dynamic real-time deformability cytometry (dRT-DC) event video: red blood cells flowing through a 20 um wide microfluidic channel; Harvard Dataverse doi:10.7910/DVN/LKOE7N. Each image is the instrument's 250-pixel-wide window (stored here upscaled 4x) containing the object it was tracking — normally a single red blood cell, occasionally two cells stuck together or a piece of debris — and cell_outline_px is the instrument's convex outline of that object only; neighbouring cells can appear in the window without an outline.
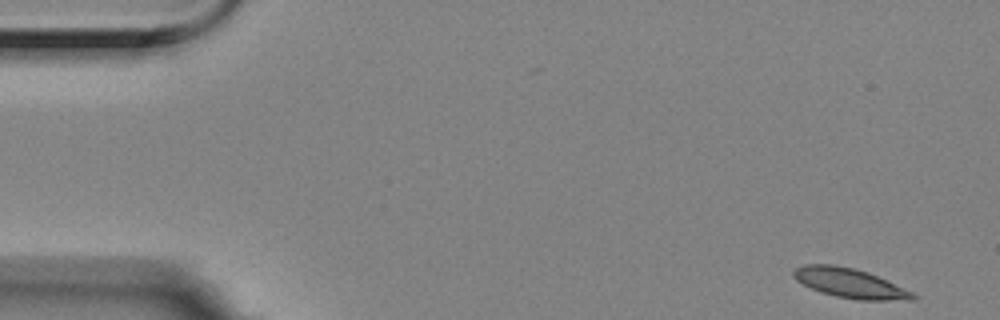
{"species": "Egyptian fruit bat (a non-hibernating species)", "species_latin": "Rousettus aegyptiacus", "temperature_condition": "room temperature", "stored_images_in_passage": 12, "camera_frame_rate_fps": 3000, "um_per_image_px": 0.085, "animal": {"sex": "female"}, "frame": {"image": 1, "passage_image": 1, "time_ms": 0.0, "image_size_px": [1000, 320], "cell_outline_px": [[916, 300], [856, 300], [836, 296], [820, 292], [796, 280], [792, 276], [792, 272], [796, 268], [804, 264], [836, 264], [868, 272], [912, 292], [916, 296]], "centroid_in_image_um": [72.21, 24.06], "position_along_channel_um": 12.8, "area_um2": 20.4}}